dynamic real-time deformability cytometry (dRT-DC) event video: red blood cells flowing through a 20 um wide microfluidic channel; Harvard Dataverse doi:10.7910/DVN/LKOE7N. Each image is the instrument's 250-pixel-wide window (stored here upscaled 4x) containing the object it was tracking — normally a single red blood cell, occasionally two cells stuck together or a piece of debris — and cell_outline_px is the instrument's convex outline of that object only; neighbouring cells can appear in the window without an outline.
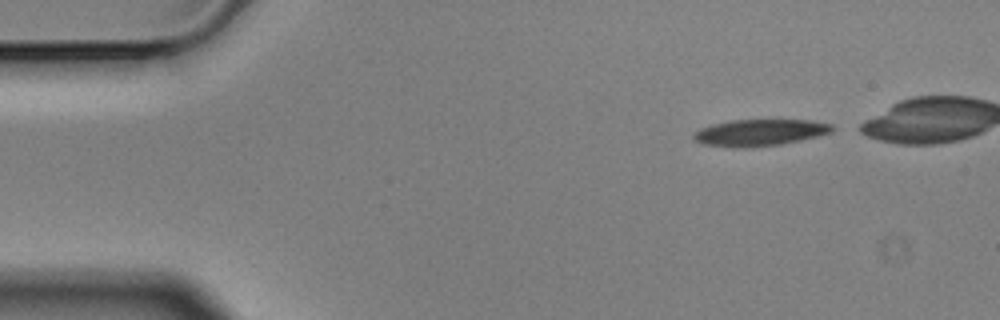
{"species": "Egyptian fruit bat (a non-hibernating species)", "species_latin": "Rousettus aegyptiacus", "temperature_condition": "cold", "stored_images_in_passage": 10, "camera_frame_rate_fps": 3000, "um_per_image_px": 0.085, "animal": {"sex": "male"}, "frame": {"image": 1, "passage_image": 1, "time_ms": 0.0, "image_size_px": [1000, 320], "cell_outline_px": [[840, 128], [832, 132], [800, 140], [780, 144], [744, 148], [736, 148], [704, 144], [696, 140], [692, 136], [700, 128], [712, 124], [732, 120], [812, 120], [832, 124]], "centroid_in_image_um": [64.64, 11.26], "position_along_channel_um": 20.4, "area_um2": 21.5}}
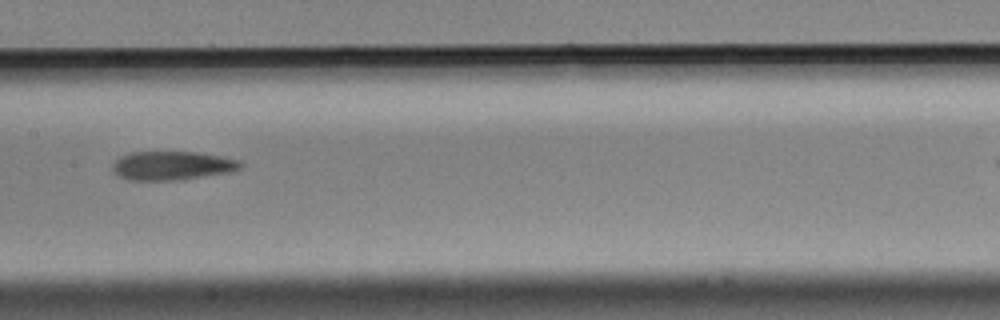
{"frame": {"image": 2, "passage_image": 6, "time_ms": 1.667, "image_size_px": [1000, 320], "cell_outline_px": [[244, 164], [240, 168], [232, 172], [184, 180], [128, 180], [116, 176], [112, 172], [112, 164], [120, 156], [132, 152], [196, 152], [220, 156], [240, 160]], "centroid_in_image_um": [14.63, 14.09], "position_along_channel_um": 192.8, "area_um2": 21.85}}
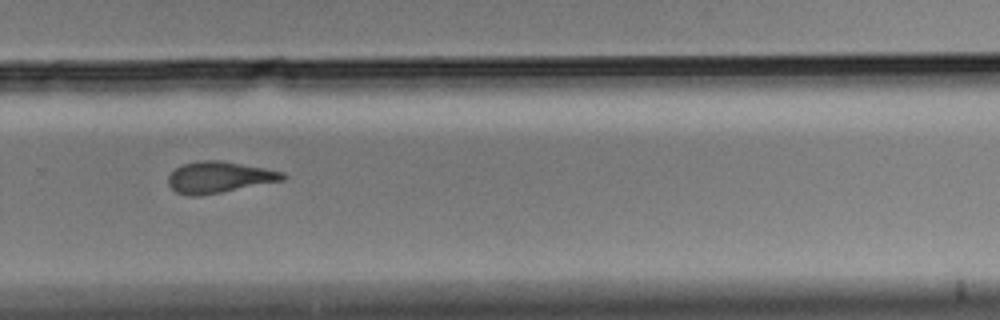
{"frame": {"image": 3, "passage_image": 9, "time_ms": 2.667, "image_size_px": [1000, 320], "cell_outline_px": [[288, 176], [284, 180], [200, 196], [192, 196], [176, 192], [168, 184], [168, 176], [176, 168], [184, 164], [196, 160], [220, 160], [264, 168], [284, 172]], "centroid_in_image_um": [18.63, 15.06], "position_along_channel_um": 311.2, "area_um2": 20.81}}